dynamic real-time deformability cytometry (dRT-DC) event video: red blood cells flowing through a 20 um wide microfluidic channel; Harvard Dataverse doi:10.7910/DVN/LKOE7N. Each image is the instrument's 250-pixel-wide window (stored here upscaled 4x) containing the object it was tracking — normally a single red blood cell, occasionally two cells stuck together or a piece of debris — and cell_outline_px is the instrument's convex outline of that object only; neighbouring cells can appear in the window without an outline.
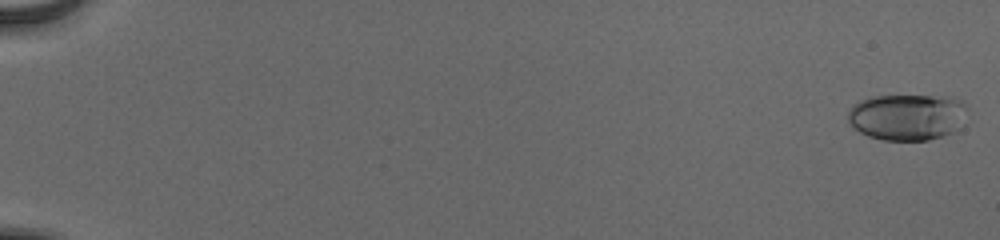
{"species": "human", "species_latin": "Homo sapiens", "temperature_condition": "cold", "stored_images_in_passage": 55, "camera_frame_rate_fps": 3000, "um_per_image_px": 0.085, "donor": {"sex": "male"}, "frame": {"image": 1, "passage_image": 1, "time_ms": 0.0, "image_size_px": [1000, 240], "cell_outline_px": [[968, 108], [960, 128], [956, 132], [944, 136], [928, 140], [884, 140], [868, 136], [852, 128], [848, 120], [848, 112], [852, 104], [860, 100], [872, 96], [952, 96], [964, 100]], "centroid_in_image_um": [77.15, 9.94], "position_along_channel_um": 7.9, "area_um2": 32.95}}
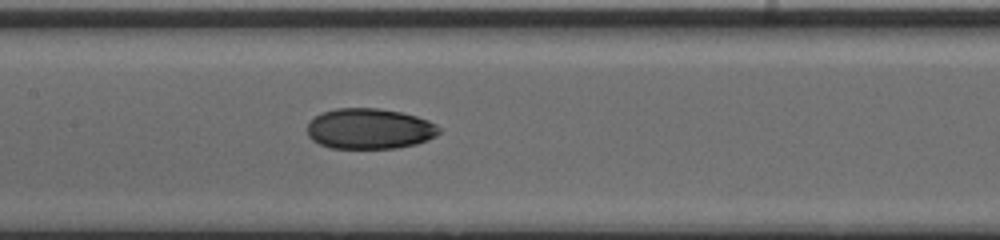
{"frame": {"image": 2, "passage_image": 30, "time_ms": 9.667, "image_size_px": [1000, 240], "cell_outline_px": [[440, 132], [436, 136], [428, 140], [416, 144], [396, 148], [332, 148], [320, 144], [312, 140], [308, 136], [308, 124], [316, 116], [324, 112], [336, 108], [380, 108], [400, 112], [416, 116], [428, 120], [436, 124], [440, 128]], "centroid_in_image_um": [31.44, 10.94], "position_along_channel_um": 176.0, "area_um2": 31.15}}
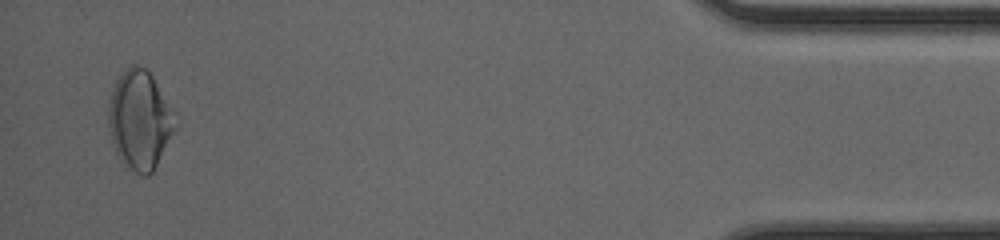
{"frame": {"image": 3, "passage_image": 54, "time_ms": 17.667, "image_size_px": [1000, 240], "cell_outline_px": [[176, 112], [172, 132], [152, 172], [148, 176], [144, 176], [136, 172], [120, 160], [116, 152], [112, 140], [108, 124], [108, 104], [116, 80], [124, 68], [132, 64], [136, 64], [144, 68], [152, 76]], "centroid_in_image_um": [11.85, 10.15], "position_along_channel_um": 423.3, "area_um2": 37.86}, "authors_computed_cell_mechanics": {"area_um2": 31.4432, "velocity_mm_per_s": 3.9201, "shape_relaxation_time_tau1_ms": 8.7918, "shape_relaxation_time_tau2_ms": 1.8856, "deformation_change_tau1": 0.1974, "deformation_change_tau2": 0.0551}}